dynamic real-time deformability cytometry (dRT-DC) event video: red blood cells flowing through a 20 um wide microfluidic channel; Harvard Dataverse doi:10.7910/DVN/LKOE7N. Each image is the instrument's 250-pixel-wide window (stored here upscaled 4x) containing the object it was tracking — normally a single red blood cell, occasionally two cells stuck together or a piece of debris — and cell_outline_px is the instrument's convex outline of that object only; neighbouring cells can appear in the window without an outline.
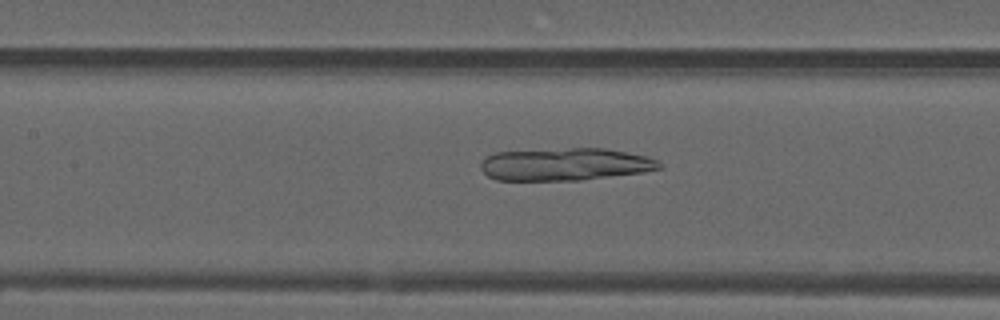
{"species": "common noctule bat (a hibernating species)", "species_latin": "Nyctalus noctula", "temperature_condition": "warm", "stored_images_in_passage": 47, "camera_frame_rate_fps": 3000, "um_per_image_px": 0.085, "animal": {"sex": "male", "forearm_length_mm": 52.5}, "frame": {"image": 1, "passage_image": 18, "time_ms": 5.667, "image_size_px": [1000, 320], "cell_outline_px": [[660, 168], [644, 172], [580, 180], [496, 180], [488, 176], [480, 168], [480, 164], [488, 156], [496, 152], [568, 148], [604, 148], [648, 156], [656, 160], [660, 164]], "centroid_in_image_um": [48.03, 13.96], "position_along_channel_um": 159.4, "area_um2": 33.7}}
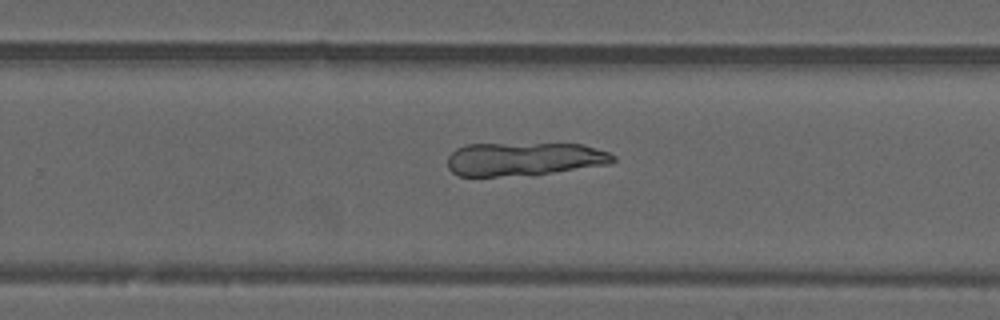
{"frame": {"image": 2, "passage_image": 28, "time_ms": 9.0, "image_size_px": [1000, 320], "cell_outline_px": [[616, 160], [612, 164], [532, 176], [460, 176], [452, 172], [448, 168], [448, 156], [456, 148], [464, 144], [584, 144], [608, 152], [616, 156]], "centroid_in_image_um": [44.59, 13.53], "position_along_channel_um": 285.2, "area_um2": 32.83}}
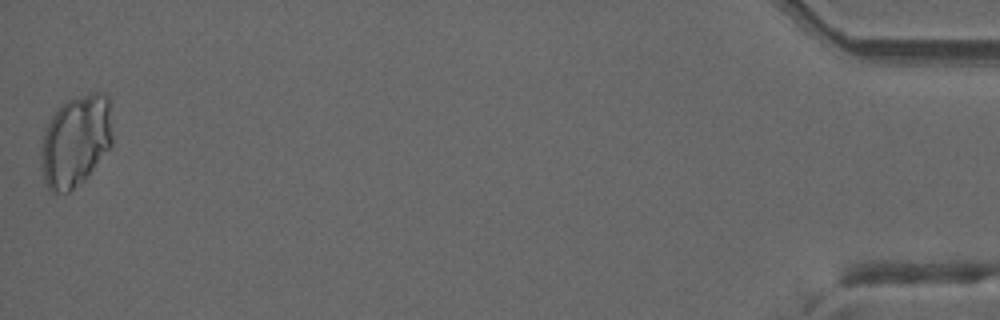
{"frame": {"image": 3, "passage_image": 47, "time_ms": 15.333, "image_size_px": [1000, 320], "cell_outline_px": [[112, 144], [84, 180], [68, 192], [52, 192], [44, 184], [40, 156], [40, 144], [44, 128], [60, 104], [68, 100], [92, 92], [104, 92], [112, 100]], "centroid_in_image_um": [6.44, 11.94], "position_along_channel_um": 428.8, "area_um2": 38.84}}